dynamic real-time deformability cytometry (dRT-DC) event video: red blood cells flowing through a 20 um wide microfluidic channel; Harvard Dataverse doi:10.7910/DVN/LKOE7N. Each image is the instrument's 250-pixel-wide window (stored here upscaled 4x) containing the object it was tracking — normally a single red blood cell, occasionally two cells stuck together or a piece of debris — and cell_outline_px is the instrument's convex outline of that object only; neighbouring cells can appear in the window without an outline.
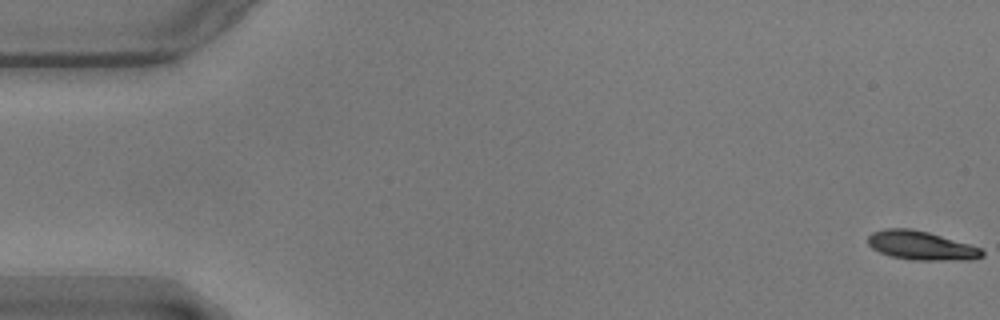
{"species": "common noctule bat (a hibernating species)", "species_latin": "Nyctalus noctula", "temperature_condition": "warm", "stored_images_in_passage": 9, "camera_frame_rate_fps": 3000, "um_per_image_px": 0.085, "animal": {"sex": "male", "body_mass_g": 17.9}, "frame": {"image": 1, "passage_image": 1, "time_ms": 0.0, "image_size_px": [1000, 320], "cell_outline_px": [[984, 256], [972, 260], [912, 260], [892, 256], [880, 252], [872, 248], [868, 244], [868, 236], [872, 232], [884, 228], [912, 228], [928, 232], [968, 244], [980, 248], [984, 252]], "centroid_in_image_um": [78.29, 20.87], "position_along_channel_um": 6.7, "area_um2": 19.19}}